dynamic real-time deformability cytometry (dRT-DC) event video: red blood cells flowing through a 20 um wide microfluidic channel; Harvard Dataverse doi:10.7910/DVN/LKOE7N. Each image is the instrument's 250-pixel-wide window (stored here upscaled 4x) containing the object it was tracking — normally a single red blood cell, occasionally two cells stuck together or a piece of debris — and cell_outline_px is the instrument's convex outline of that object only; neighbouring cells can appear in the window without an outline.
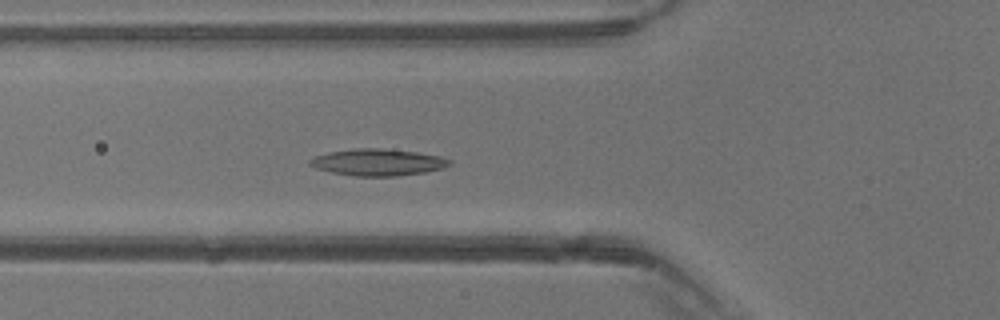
{"species": "common noctule bat (a hibernating species)", "species_latin": "Nyctalus noctula", "temperature_condition": "warm", "stored_images_in_passage": 29, "camera_frame_rate_fps": 3000, "um_per_image_px": 0.085, "animal": {"sex": "male", "body_mass_g": 13.3}, "frame": {"image": 1, "passage_image": 8, "time_ms": 2.333, "image_size_px": [1000, 320], "cell_outline_px": [[452, 164], [444, 168], [424, 172], [396, 176], [356, 176], [332, 172], [316, 168], [308, 164], [308, 160], [316, 156], [328, 152], [356, 148], [380, 148], [416, 152], [440, 156], [452, 160]], "centroid_in_image_um": [32.13, 13.79], "position_along_channel_um": 93.7, "area_um2": 21.73}}
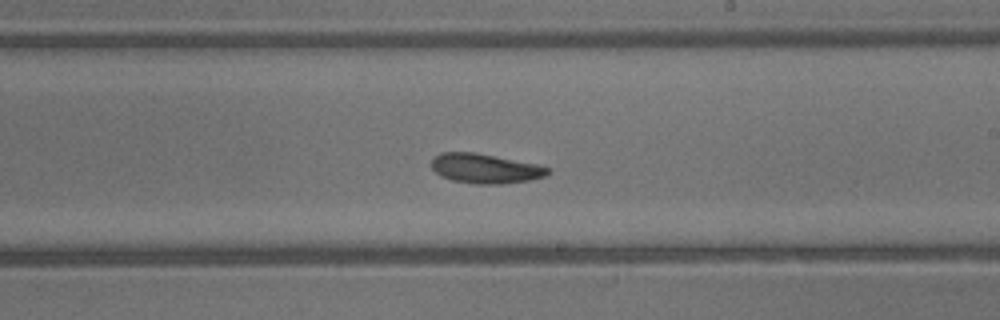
{"frame": {"image": 2, "passage_image": 17, "time_ms": 5.333, "image_size_px": [1000, 320], "cell_outline_px": [[552, 172], [544, 176], [528, 180], [504, 184], [476, 184], [452, 180], [440, 176], [432, 168], [432, 160], [440, 152], [476, 152], [536, 164], [548, 168]], "centroid_in_image_um": [41.23, 14.32], "position_along_channel_um": 247.8, "area_um2": 20.0}}
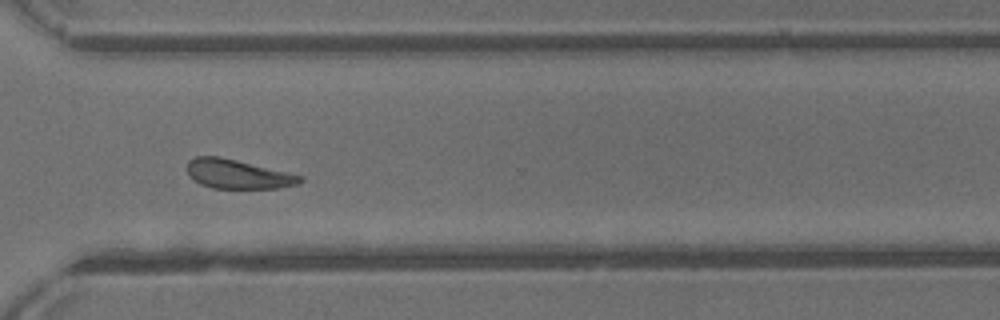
{"frame": {"image": 3, "passage_image": 23, "time_ms": 7.333, "image_size_px": [1000, 320], "cell_outline_px": [[304, 180], [300, 184], [280, 188], [212, 188], [200, 184], [188, 176], [184, 168], [188, 160], [196, 156], [220, 156], [304, 176]], "centroid_in_image_um": [20.18, 14.8], "position_along_channel_um": 350.4, "area_um2": 19.54}}